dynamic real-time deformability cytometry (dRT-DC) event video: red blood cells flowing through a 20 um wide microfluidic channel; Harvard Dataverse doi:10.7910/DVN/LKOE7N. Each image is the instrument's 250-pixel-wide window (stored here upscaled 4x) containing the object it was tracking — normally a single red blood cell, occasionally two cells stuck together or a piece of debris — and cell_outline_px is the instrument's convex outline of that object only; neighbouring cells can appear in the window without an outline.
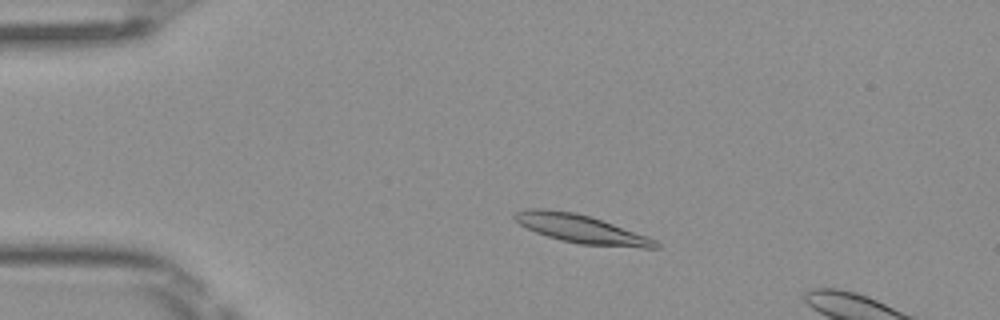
{"species": "Egyptian fruit bat (a non-hibernating species)", "species_latin": "Rousettus aegyptiacus", "temperature_condition": "room temperature", "stored_images_in_passage": 5, "camera_frame_rate_fps": 3000, "um_per_image_px": 0.085, "frame": {"image": 1, "passage_image": 3, "time_ms": 0.667, "image_size_px": [1000, 320], "cell_outline_px": [[660, 248], [644, 248], [580, 244], [560, 240], [536, 232], [520, 224], [512, 216], [516, 212], [528, 208], [544, 208], [576, 212], [648, 236], [656, 240], [660, 244]], "centroid_in_image_um": [49.4, 19.46], "position_along_channel_um": 35.6, "area_um2": 23.12}}